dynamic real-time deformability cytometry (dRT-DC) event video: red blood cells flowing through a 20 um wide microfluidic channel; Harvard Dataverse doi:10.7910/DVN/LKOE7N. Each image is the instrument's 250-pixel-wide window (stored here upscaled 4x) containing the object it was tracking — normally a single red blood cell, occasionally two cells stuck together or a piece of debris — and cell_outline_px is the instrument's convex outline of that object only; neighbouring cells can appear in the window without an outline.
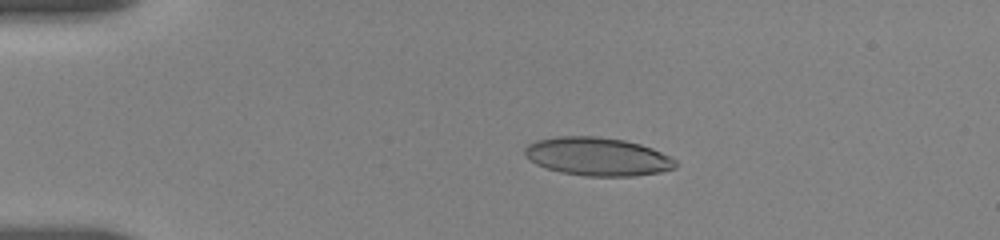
{"species": "human", "species_latin": "Homo sapiens", "temperature_condition": "room temperature", "stored_images_in_passage": 7, "camera_frame_rate_fps": 3000, "um_per_image_px": 0.085, "donor": {"sex": "female"}, "frame": {"image": 1, "passage_image": 4, "time_ms": 3.333, "image_size_px": [1000, 240], "cell_outline_px": [[676, 168], [660, 172], [632, 176], [584, 176], [560, 172], [536, 164], [524, 156], [524, 148], [528, 144], [536, 140], [556, 136], [596, 136], [624, 140], [640, 144], [652, 148], [676, 160]], "centroid_in_image_um": [50.76, 13.3], "position_along_channel_um": 34.2, "area_um2": 33.7}}
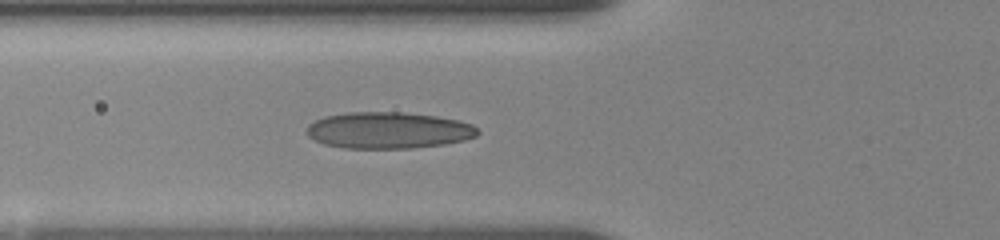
{"frame": {"image": 2, "passage_image": 7, "time_ms": 6.333, "image_size_px": [1000, 240], "cell_outline_px": [[480, 132], [476, 136], [464, 140], [444, 144], [412, 148], [348, 148], [324, 144], [308, 136], [308, 124], [324, 116], [348, 112], [404, 112], [436, 116], [456, 120], [472, 124]], "centroid_in_image_um": [33.02, 11.07], "position_along_channel_um": 92.8, "area_um2": 36.18}}